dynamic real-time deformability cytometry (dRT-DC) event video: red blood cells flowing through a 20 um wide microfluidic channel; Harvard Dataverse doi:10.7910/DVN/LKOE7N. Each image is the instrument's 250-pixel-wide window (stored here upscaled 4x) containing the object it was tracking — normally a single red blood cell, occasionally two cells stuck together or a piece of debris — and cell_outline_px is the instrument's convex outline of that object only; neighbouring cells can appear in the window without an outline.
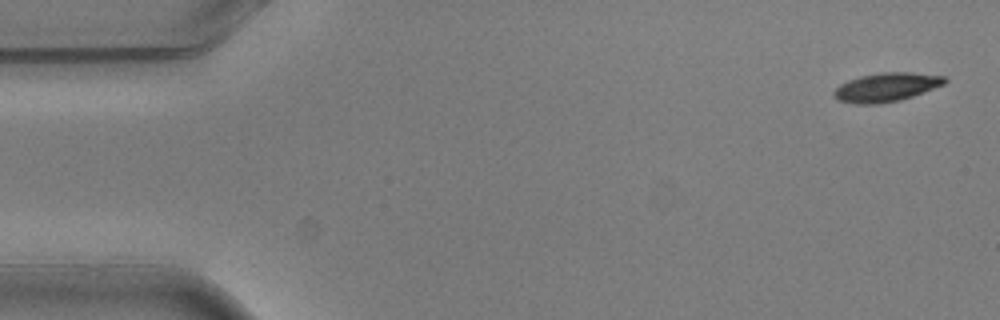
{"species": "common noctule bat (a hibernating species)", "species_latin": "Nyctalus noctula", "temperature_condition": "warm", "stored_images_in_passage": 4, "camera_frame_rate_fps": 3000, "um_per_image_px": 0.085, "animal": {"sex": "male", "body_mass_g": 20.5, "forearm_length_mm": 52.5}, "frame": {"image": 1, "passage_image": 1, "time_ms": 0.0, "image_size_px": [1000, 320], "cell_outline_px": [[948, 80], [944, 84], [912, 96], [900, 100], [880, 104], [856, 104], [840, 100], [832, 96], [832, 92], [840, 84], [848, 80], [860, 76], [880, 72], [908, 72], [944, 76]], "centroid_in_image_um": [75.31, 7.41], "position_along_channel_um": 9.7, "area_um2": 18.55}}
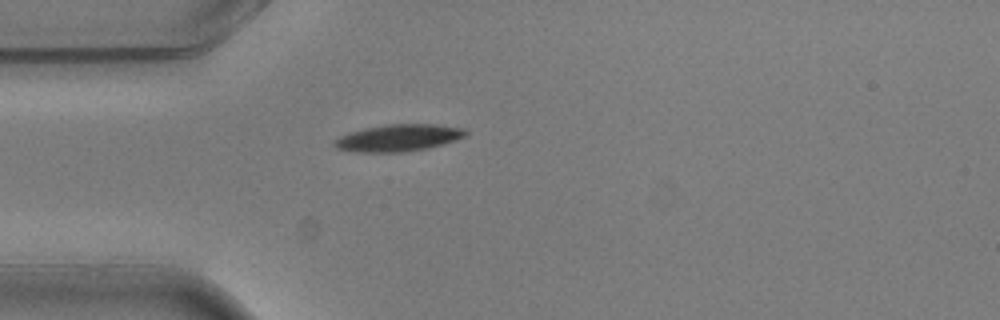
{"frame": {"image": 2, "passage_image": 4, "time_ms": 1.0, "image_size_px": [1000, 320], "cell_outline_px": [[468, 136], [444, 144], [428, 148], [404, 152], [360, 152], [336, 148], [332, 144], [340, 136], [348, 132], [364, 128], [384, 124], [436, 124], [464, 128], [468, 132]], "centroid_in_image_um": [33.91, 11.71], "position_along_channel_um": 51.1, "area_um2": 20.81}}